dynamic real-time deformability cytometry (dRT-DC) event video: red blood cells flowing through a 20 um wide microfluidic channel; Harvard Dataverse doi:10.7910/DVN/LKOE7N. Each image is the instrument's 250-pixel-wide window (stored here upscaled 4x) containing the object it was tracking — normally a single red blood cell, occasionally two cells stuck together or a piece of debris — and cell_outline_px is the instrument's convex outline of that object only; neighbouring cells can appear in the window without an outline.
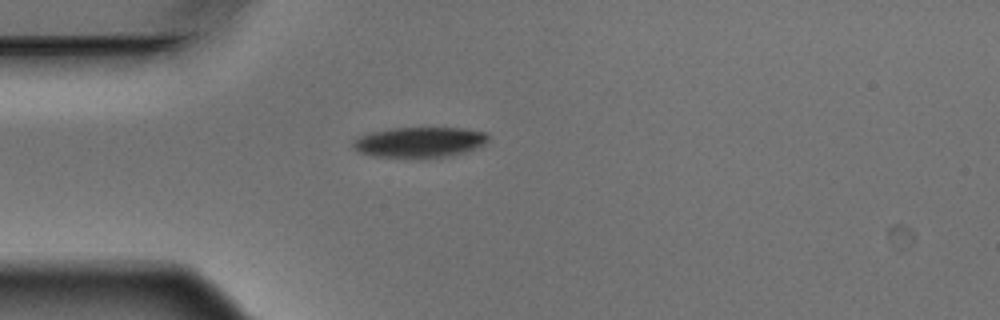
{"species": "Egyptian fruit bat (a non-hibernating species)", "species_latin": "Rousettus aegyptiacus", "temperature_condition": "warm", "stored_images_in_passage": 1, "camera_frame_rate_fps": 3000, "um_per_image_px": 0.085, "animal": {"sex": "male"}, "frame": {"image": 1, "passage_image": 1, "time_ms": 0.0, "image_size_px": [1000, 320], "cell_outline_px": [[488, 140], [484, 144], [464, 152], [452, 156], [424, 160], [372, 156], [360, 152], [352, 144], [352, 140], [360, 136], [372, 132], [392, 128], [464, 128], [484, 132], [488, 136]], "centroid_in_image_um": [35.65, 12.12], "position_along_channel_um": 49.3, "area_um2": 24.45}}